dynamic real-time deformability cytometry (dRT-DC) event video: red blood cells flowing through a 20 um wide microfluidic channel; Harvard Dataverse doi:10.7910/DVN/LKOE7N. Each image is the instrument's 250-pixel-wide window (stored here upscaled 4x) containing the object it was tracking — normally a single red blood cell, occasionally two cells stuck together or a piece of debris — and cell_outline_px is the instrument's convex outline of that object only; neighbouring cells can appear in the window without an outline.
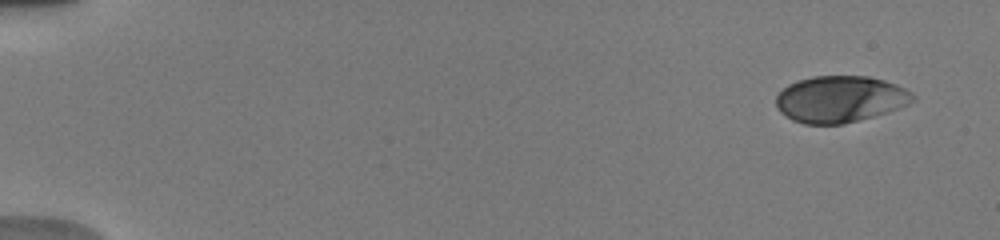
{"species": "human", "species_latin": "Homo sapiens", "temperature_condition": "warm", "stored_images_in_passage": 20, "camera_frame_rate_fps": 3000, "um_per_image_px": 0.085, "donor": {"sex": "male"}, "frame": {"image": 1, "passage_image": 3, "time_ms": 1.0, "image_size_px": [1000, 240], "cell_outline_px": [[916, 100], [908, 104], [888, 112], [860, 120], [844, 124], [804, 124], [792, 120], [780, 112], [776, 104], [776, 96], [788, 84], [812, 76], [868, 76], [884, 80], [896, 84], [912, 92], [916, 96]], "centroid_in_image_um": [71.43, 8.43], "position_along_channel_um": 13.6, "area_um2": 37.22}}
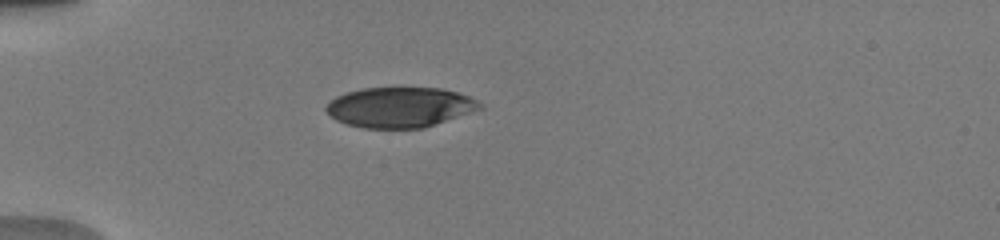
{"frame": {"image": 2, "passage_image": 14, "time_ms": 5.333, "image_size_px": [1000, 240], "cell_outline_px": [[484, 108], [424, 128], [364, 128], [348, 124], [336, 120], [324, 108], [336, 96], [348, 92], [364, 88], [440, 88], [456, 92], [468, 96], [476, 100]], "centroid_in_image_um": [34.0, 9.12], "position_along_channel_um": 51.0, "area_um2": 35.72}}
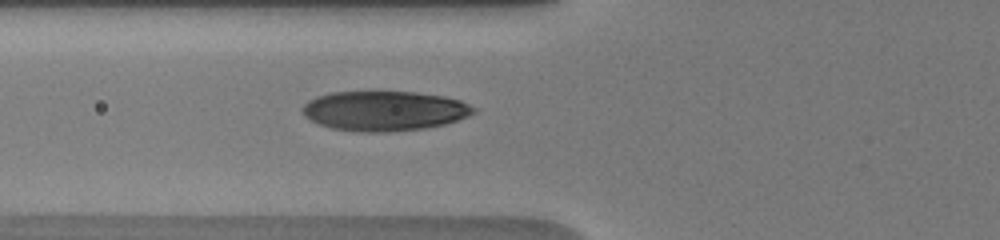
{"frame": {"image": 3, "passage_image": 20, "time_ms": 7.0, "image_size_px": [1000, 240], "cell_outline_px": [[476, 112], [468, 116], [444, 124], [424, 128], [388, 132], [360, 132], [332, 128], [316, 124], [308, 120], [304, 116], [300, 108], [308, 100], [316, 96], [332, 92], [416, 92], [444, 96], [460, 100], [476, 108]], "centroid_in_image_um": [32.62, 9.42], "position_along_channel_um": 93.2, "area_um2": 39.94}}